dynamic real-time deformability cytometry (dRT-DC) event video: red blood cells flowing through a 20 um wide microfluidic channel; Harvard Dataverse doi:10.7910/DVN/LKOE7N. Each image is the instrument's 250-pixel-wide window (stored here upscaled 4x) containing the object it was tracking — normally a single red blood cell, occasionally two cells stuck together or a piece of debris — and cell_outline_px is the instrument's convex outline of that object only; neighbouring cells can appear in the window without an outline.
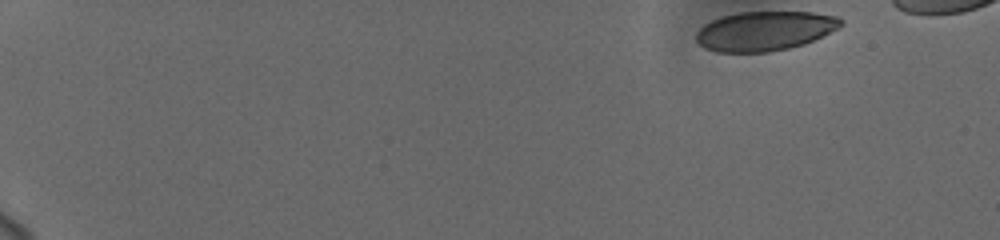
{"species": "human", "species_latin": "Homo sapiens", "temperature_condition": "cold", "stored_images_in_passage": 17, "camera_frame_rate_fps": 3000, "um_per_image_px": 0.085, "donor": {"sex": "female"}, "frame": {"image": 1, "passage_image": 1, "time_ms": 0.0, "image_size_px": [1000, 240], "cell_outline_px": [[844, 24], [804, 44], [788, 48], [768, 52], [716, 52], [704, 48], [696, 40], [696, 32], [704, 24], [720, 16], [740, 12], [812, 12], [836, 16], [844, 20]], "centroid_in_image_um": [64.96, 2.63], "position_along_channel_um": 20.0, "area_um2": 33.12}}
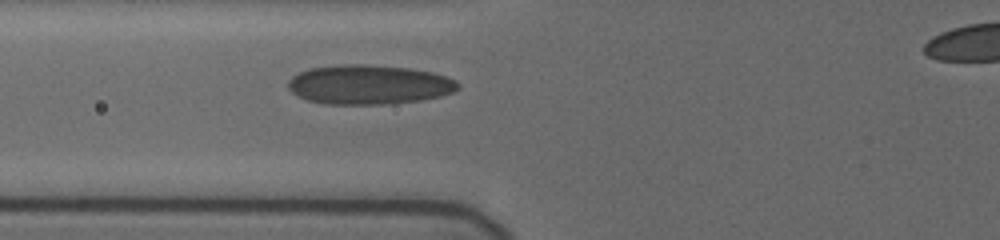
{"frame": {"image": 2, "passage_image": 17, "time_ms": 6.333, "image_size_px": [1000, 240], "cell_outline_px": [[460, 88], [452, 92], [440, 96], [420, 100], [384, 104], [324, 104], [308, 100], [292, 92], [288, 88], [288, 80], [292, 76], [300, 72], [312, 68], [344, 64], [356, 64], [408, 68], [432, 72], [456, 80], [460, 84]], "centroid_in_image_um": [31.36, 7.2], "position_along_channel_um": 94.4, "area_um2": 38.73}}